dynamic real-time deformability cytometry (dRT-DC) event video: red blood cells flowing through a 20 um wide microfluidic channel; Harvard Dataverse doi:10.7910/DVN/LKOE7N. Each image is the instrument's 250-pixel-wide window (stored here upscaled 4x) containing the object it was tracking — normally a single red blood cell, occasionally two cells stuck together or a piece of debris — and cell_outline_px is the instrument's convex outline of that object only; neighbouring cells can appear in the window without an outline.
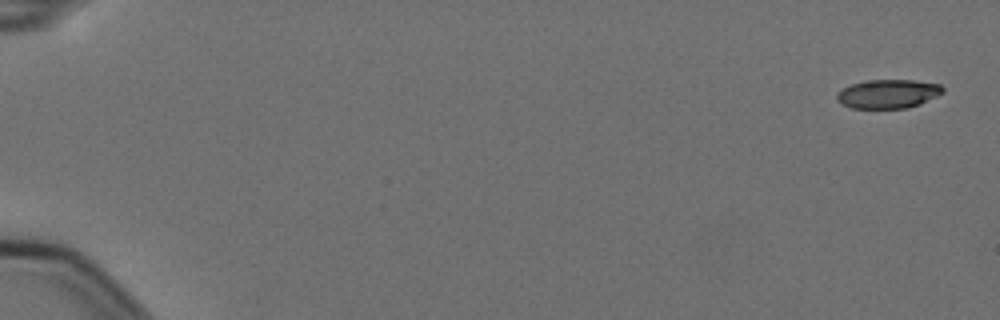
{"species": "Egyptian fruit bat (a non-hibernating species)", "species_latin": "Rousettus aegyptiacus", "temperature_condition": "cold", "stored_images_in_passage": 7, "camera_frame_rate_fps": 3000, "um_per_image_px": 0.085, "animal": {"sex": "female"}, "frame": {"image": 1, "passage_image": 1, "time_ms": 0.0, "image_size_px": [1000, 320], "cell_outline_px": [[944, 92], [920, 104], [908, 108], [852, 108], [836, 100], [836, 96], [844, 88], [852, 84], [864, 80], [912, 80], [940, 84], [944, 88]], "centroid_in_image_um": [75.51, 7.97], "position_along_channel_um": 9.5, "area_um2": 17.69}}
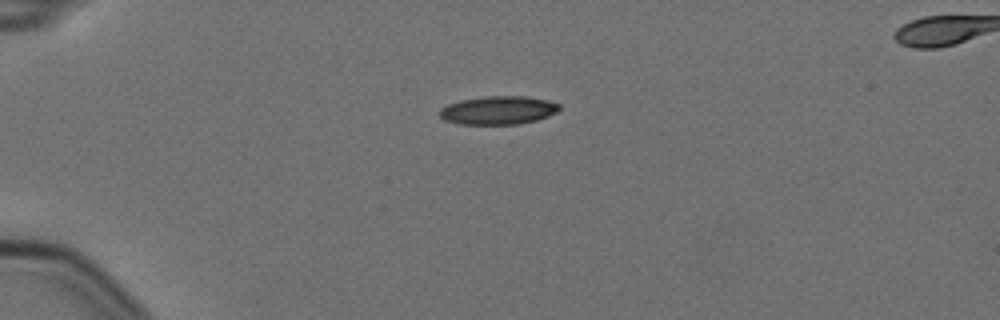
{"frame": {"image": 2, "passage_image": 5, "time_ms": 1.333, "image_size_px": [1000, 320], "cell_outline_px": [[560, 108], [556, 112], [548, 116], [536, 120], [516, 124], [460, 124], [444, 120], [440, 116], [440, 108], [448, 104], [460, 100], [484, 96], [524, 96], [548, 100], [560, 104]], "centroid_in_image_um": [42.34, 9.36], "position_along_channel_um": 42.7, "area_um2": 19.77}}
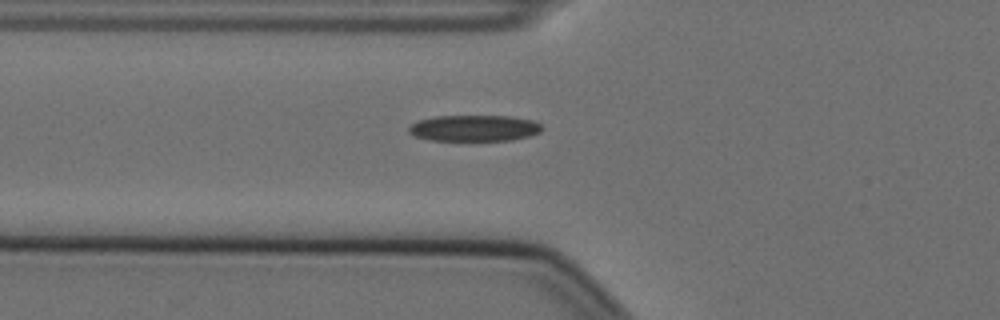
{"frame": {"image": 3, "passage_image": 7, "time_ms": 2.0, "image_size_px": [1000, 320], "cell_outline_px": [[544, 128], [540, 132], [528, 136], [512, 140], [432, 140], [416, 136], [408, 132], [408, 124], [416, 120], [432, 116], [508, 116], [532, 120], [540, 124]], "centroid_in_image_um": [40.26, 10.88], "position_along_channel_um": 85.5, "area_um2": 20.4}}